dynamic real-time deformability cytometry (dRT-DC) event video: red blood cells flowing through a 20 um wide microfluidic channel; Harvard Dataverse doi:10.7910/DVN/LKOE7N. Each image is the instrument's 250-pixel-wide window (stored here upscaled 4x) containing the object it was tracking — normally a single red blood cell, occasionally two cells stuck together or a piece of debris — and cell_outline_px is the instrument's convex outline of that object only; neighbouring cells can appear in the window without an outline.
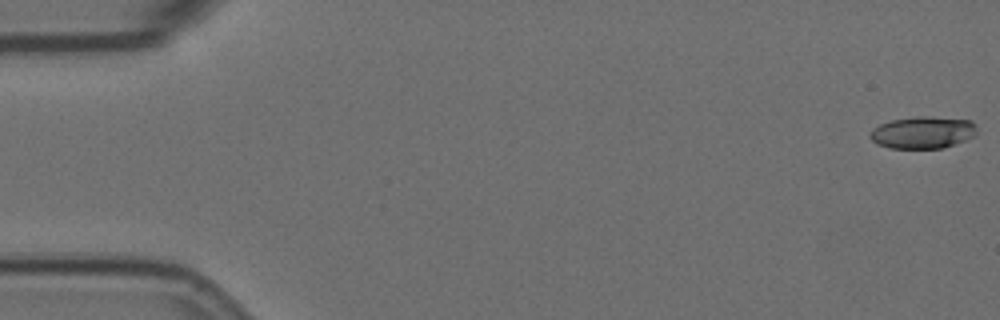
{"species": "Egyptian fruit bat (a non-hibernating species)", "species_latin": "Rousettus aegyptiacus", "temperature_condition": "room temperature", "stored_images_in_passage": 16, "camera_frame_rate_fps": 3000, "um_per_image_px": 0.085, "animal": {"sex": "female"}, "frame": {"image": 1, "passage_image": 1, "time_ms": 0.0, "image_size_px": [1000, 320], "cell_outline_px": [[976, 136], [944, 148], [888, 148], [876, 144], [868, 136], [872, 128], [880, 124], [892, 120], [916, 116], [928, 116], [972, 120], [976, 124]], "centroid_in_image_um": [78.44, 11.26], "position_along_channel_um": 6.6, "area_um2": 20.23}}
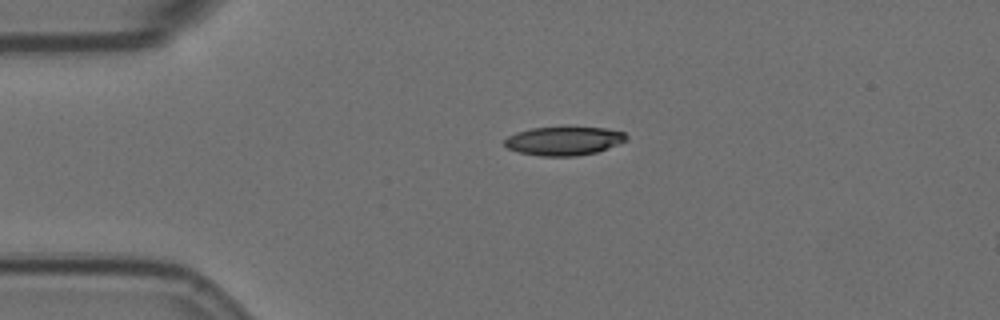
{"frame": {"image": 2, "passage_image": 13, "time_ms": 4.0, "image_size_px": [1000, 320], "cell_outline_px": [[628, 140], [596, 152], [576, 156], [540, 156], [520, 152], [508, 148], [504, 144], [504, 140], [508, 136], [516, 132], [532, 128], [564, 124], [568, 124], [604, 128], [624, 132], [628, 136]], "centroid_in_image_um": [47.94, 11.92], "position_along_channel_um": 37.1, "area_um2": 21.15}}